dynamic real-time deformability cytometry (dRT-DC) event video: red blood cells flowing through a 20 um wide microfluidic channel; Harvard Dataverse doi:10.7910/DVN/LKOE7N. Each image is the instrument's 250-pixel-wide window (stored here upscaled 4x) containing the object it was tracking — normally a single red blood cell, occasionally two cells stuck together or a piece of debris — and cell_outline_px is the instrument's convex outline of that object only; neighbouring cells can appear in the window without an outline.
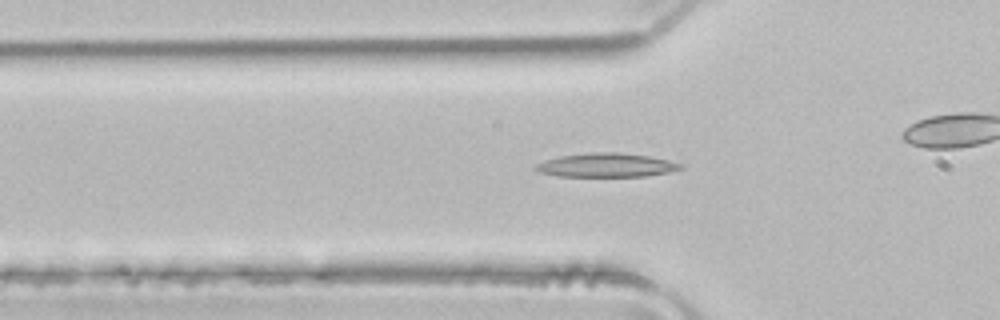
{"species": "common noctule bat (a hibernating species)", "species_latin": "Nyctalus noctula", "temperature_condition": "room temperature", "stored_images_in_passage": 40, "camera_frame_rate_fps": 3000, "um_per_image_px": 0.085, "animal": {"sex": "male", "body_mass_g": 21.5, "forearm_length_mm": 52.0}, "frame": {"image": 1, "passage_image": 5, "time_ms": 1.333, "image_size_px": [1000, 320], "cell_outline_px": [[684, 168], [668, 172], [644, 176], [560, 176], [540, 172], [532, 168], [536, 164], [560, 156], [592, 152], [616, 152], [648, 156], [668, 160], [680, 164]], "centroid_in_image_um": [51.53, 14.04], "position_along_channel_um": 74.3, "area_um2": 19.83}}
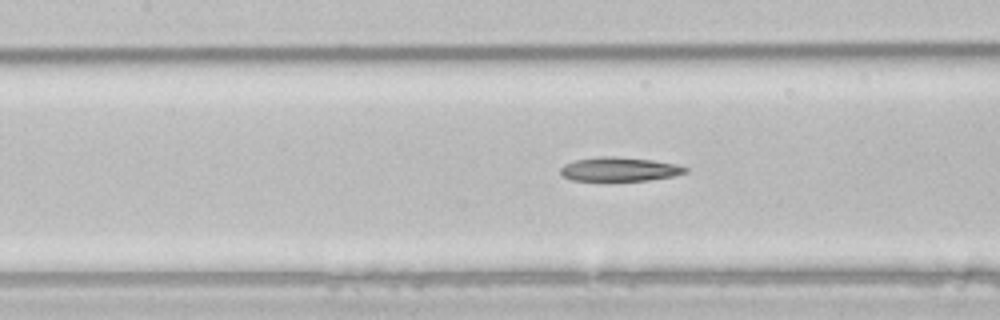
{"frame": {"image": 2, "passage_image": 11, "time_ms": 3.333, "image_size_px": [1000, 320], "cell_outline_px": [[688, 172], [672, 176], [648, 180], [572, 180], [564, 176], [560, 172], [560, 168], [564, 164], [576, 160], [600, 156], [616, 156], [652, 160], [676, 164], [688, 168]], "centroid_in_image_um": [52.66, 14.37], "position_along_channel_um": 154.7, "area_um2": 17.28}}
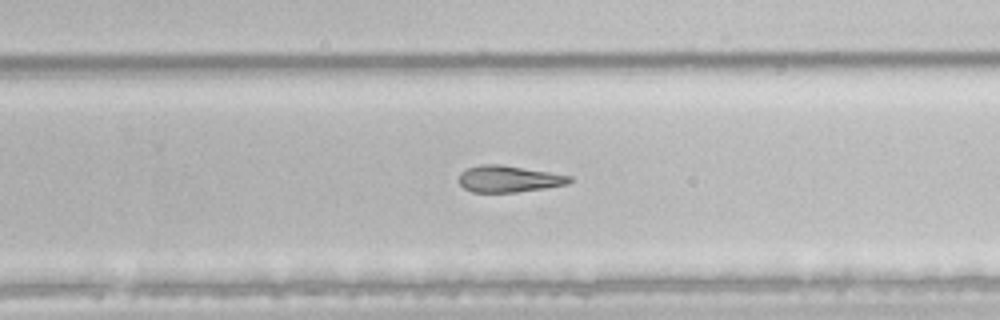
{"frame": {"image": 3, "passage_image": 21, "time_ms": 6.667, "image_size_px": [1000, 320], "cell_outline_px": [[572, 180], [568, 184], [544, 188], [516, 192], [472, 192], [464, 188], [460, 184], [460, 172], [468, 168], [480, 164], [500, 164], [572, 176]], "centroid_in_image_um": [43.23, 15.2], "position_along_channel_um": 286.6, "area_um2": 16.99}}